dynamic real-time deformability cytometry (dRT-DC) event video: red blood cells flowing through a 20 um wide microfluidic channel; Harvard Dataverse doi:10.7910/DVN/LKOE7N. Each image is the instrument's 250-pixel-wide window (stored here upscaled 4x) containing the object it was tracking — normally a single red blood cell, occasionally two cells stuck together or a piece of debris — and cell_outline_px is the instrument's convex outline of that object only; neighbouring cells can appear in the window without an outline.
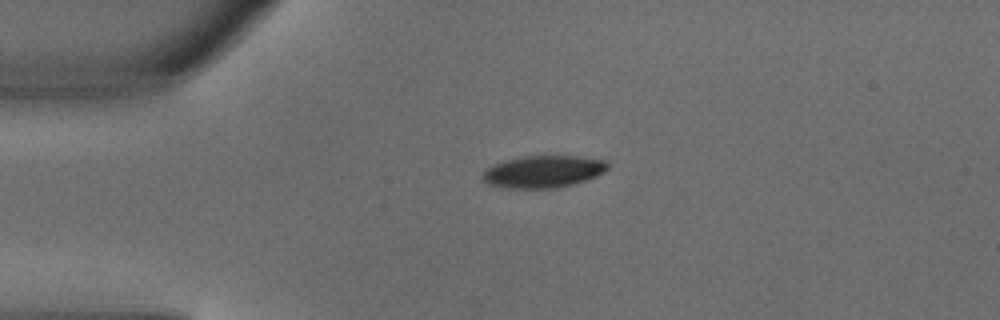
{"species": "common noctule bat (a hibernating species)", "species_latin": "Nyctalus noctula", "temperature_condition": "warm", "stored_images_in_passage": 3, "camera_frame_rate_fps": 3000, "um_per_image_px": 0.085, "animal": {"sex": "male", "body_mass_g": 18.8}, "frame": {"image": 1, "passage_image": 1, "time_ms": 0.0, "image_size_px": [1000, 320], "cell_outline_px": [[608, 168], [604, 172], [596, 176], [572, 184], [556, 188], [508, 188], [488, 184], [480, 176], [488, 168], [504, 160], [524, 156], [580, 156], [608, 160]], "centroid_in_image_um": [46.2, 14.58], "position_along_channel_um": 38.8, "area_um2": 23.35}}
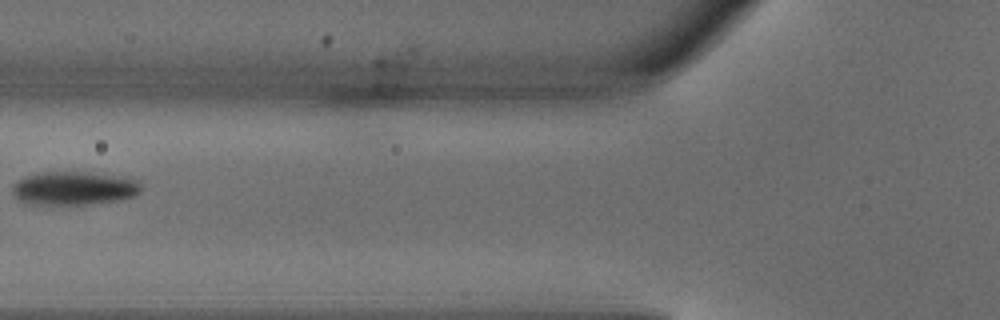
{"frame": {"image": 2, "passage_image": 3, "time_ms": 0.667, "image_size_px": [1000, 320], "cell_outline_px": [[140, 192], [132, 196], [120, 200], [84, 204], [32, 204], [20, 200], [12, 192], [12, 188], [24, 176], [40, 172], [88, 172], [140, 180]], "centroid_in_image_um": [6.29, 15.99], "position_along_channel_um": 119.5, "area_um2": 24.74}}